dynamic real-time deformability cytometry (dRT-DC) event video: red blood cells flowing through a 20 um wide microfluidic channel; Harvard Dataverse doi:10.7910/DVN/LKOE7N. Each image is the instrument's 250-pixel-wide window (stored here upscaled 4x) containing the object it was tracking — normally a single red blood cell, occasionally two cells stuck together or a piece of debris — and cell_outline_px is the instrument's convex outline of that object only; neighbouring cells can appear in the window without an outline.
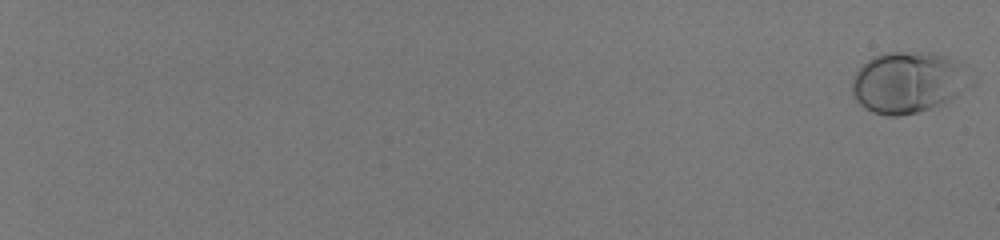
{"species": "human", "species_latin": "Homo sapiens", "temperature_condition": "room temperature", "stored_images_in_passage": 59, "camera_frame_rate_fps": 3000, "um_per_image_px": 0.085, "donor": {"sex": "male"}, "frame": {"image": 1, "passage_image": 1, "time_ms": 0.0, "image_size_px": [1000, 240], "cell_outline_px": [[960, 64], [956, 92], [944, 104], [932, 108], [916, 112], [896, 116], [888, 116], [872, 112], [864, 108], [852, 96], [852, 80], [856, 72], [868, 60], [884, 52], [932, 52], [948, 56]], "centroid_in_image_um": [76.95, 7.0], "position_along_channel_um": 8.0, "area_um2": 40.34}}
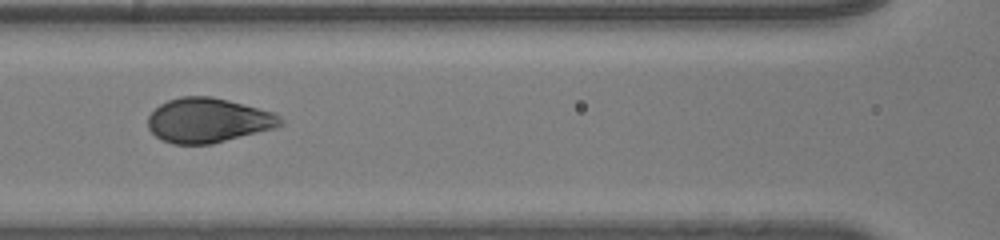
{"frame": {"image": 2, "passage_image": 34, "time_ms": 11.0, "image_size_px": [1000, 240], "cell_outline_px": [[284, 124], [276, 128], [212, 144], [172, 144], [160, 140], [148, 128], [148, 116], [160, 104], [168, 100], [180, 96], [212, 96], [276, 112], [284, 120]], "centroid_in_image_um": [17.72, 10.23], "position_along_channel_um": 148.9, "area_um2": 34.8}}
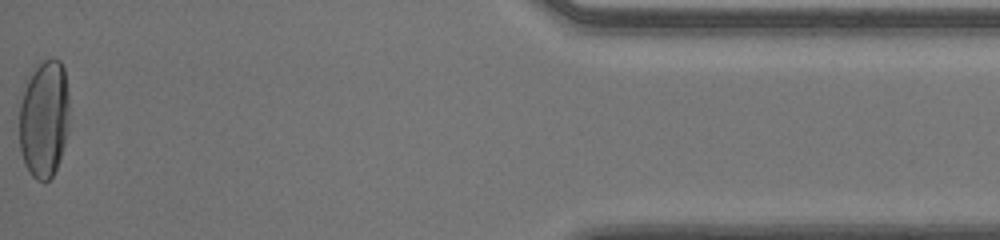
{"frame": {"image": 3, "passage_image": 59, "time_ms": 19.333, "image_size_px": [1000, 240], "cell_outline_px": [[68, 132], [60, 160], [52, 176], [48, 180], [36, 180], [32, 176], [24, 164], [20, 152], [20, 104], [28, 80], [32, 72], [44, 60], [60, 60], [64, 68], [68, 92]], "centroid_in_image_um": [3.76, 10.15], "position_along_channel_um": 431.4, "area_um2": 34.1}, "authors_computed_cell_mechanics": {"area_um2": 35.0268, "velocity_mm_per_s": 4.0443, "shape_relaxation_time_tau1_ms": 3.1036, "shape_relaxation_time_tau2_ms": null, "deformation_change_tau1": 0.1827, "deformation_change_tau2": null}}